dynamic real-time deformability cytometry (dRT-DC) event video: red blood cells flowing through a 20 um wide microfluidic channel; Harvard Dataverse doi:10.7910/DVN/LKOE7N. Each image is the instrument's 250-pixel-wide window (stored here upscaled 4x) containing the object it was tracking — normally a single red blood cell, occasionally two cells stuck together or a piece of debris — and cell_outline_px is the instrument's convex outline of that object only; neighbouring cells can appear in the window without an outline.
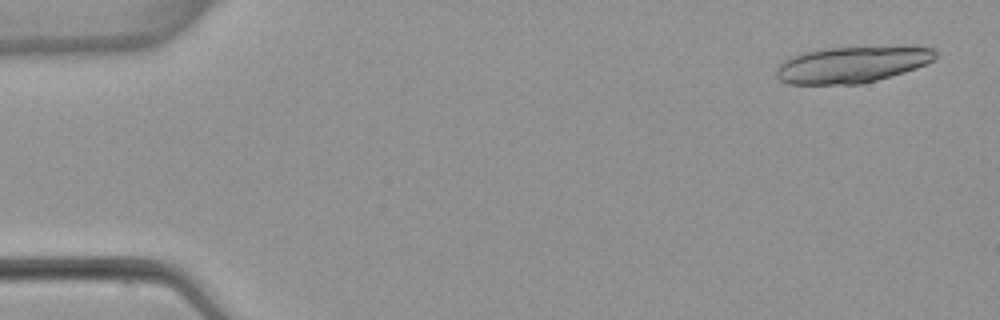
{"species": "common noctule bat (a hibernating species)", "species_latin": "Nyctalus noctula", "temperature_condition": "warm", "stored_images_in_passage": 5, "camera_frame_rate_fps": 3000, "um_per_image_px": 0.085, "animal": {"sex": "female", "body_mass_g": 22.7, "forearm_length_mm": 54.2}, "frame": {"image": 1, "passage_image": 1, "time_ms": 0.0, "image_size_px": [1000, 320], "cell_outline_px": [[936, 56], [932, 60], [916, 68], [904, 72], [876, 80], [860, 84], [792, 84], [780, 80], [776, 76], [776, 64], [792, 56], [804, 52], [824, 48], [896, 44], [904, 44], [936, 48]], "centroid_in_image_um": [72.46, 5.43], "position_along_channel_um": 12.5, "area_um2": 34.68}}